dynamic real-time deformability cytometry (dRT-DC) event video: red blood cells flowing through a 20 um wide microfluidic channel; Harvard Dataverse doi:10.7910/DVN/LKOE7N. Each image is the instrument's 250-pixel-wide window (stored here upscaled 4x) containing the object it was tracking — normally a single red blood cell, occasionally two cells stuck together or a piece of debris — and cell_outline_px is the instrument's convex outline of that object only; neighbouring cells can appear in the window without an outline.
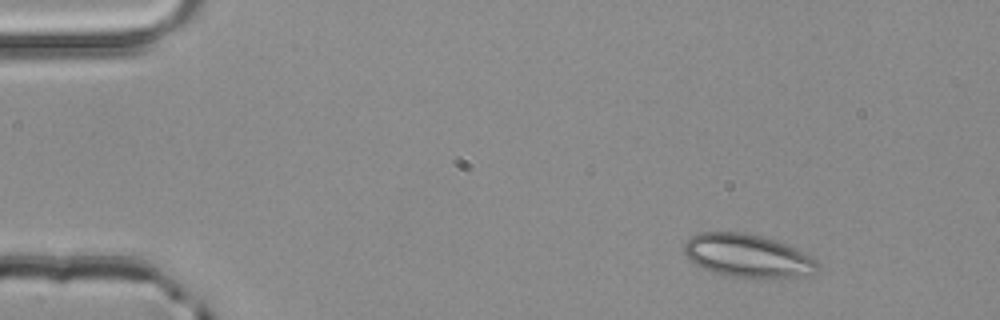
{"species": "common noctule bat (a hibernating species)", "species_latin": "Nyctalus noctula", "temperature_condition": "room temperature", "stored_images_in_passage": 3, "camera_frame_rate_fps": 3000, "um_per_image_px": 0.085, "animal": {"sex": "male", "body_mass_g": 20.4}, "frame": {"image": 1, "passage_image": 1, "time_ms": 0.0, "image_size_px": [1000, 320], "cell_outline_px": [[820, 268], [808, 276], [720, 276], [688, 260], [684, 252], [684, 244], [692, 236], [700, 232], [744, 232], [760, 236], [784, 244], [812, 256], [820, 264]], "centroid_in_image_um": [63.52, 21.73], "position_along_channel_um": 21.5, "area_um2": 33.0}}